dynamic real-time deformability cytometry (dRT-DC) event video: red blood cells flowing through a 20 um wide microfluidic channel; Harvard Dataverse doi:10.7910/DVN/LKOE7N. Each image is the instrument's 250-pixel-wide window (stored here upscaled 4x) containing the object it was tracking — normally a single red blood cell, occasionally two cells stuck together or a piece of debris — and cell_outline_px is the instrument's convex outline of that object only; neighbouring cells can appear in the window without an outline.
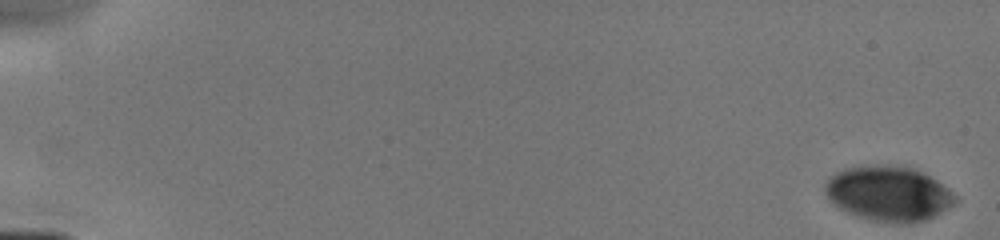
{"species": "human", "species_latin": "Homo sapiens", "temperature_condition": "cold", "stored_images_in_passage": 13, "camera_frame_rate_fps": 3000, "um_per_image_px": 0.085, "donor": {"sex": "male"}, "frame": {"image": 1, "passage_image": 1, "time_ms": 0.0, "image_size_px": [1000, 240], "cell_outline_px": [[960, 200], [956, 204], [924, 220], [912, 224], [896, 224], [872, 220], [856, 216], [832, 204], [824, 192], [824, 184], [836, 172], [844, 168], [872, 164], [896, 164], [916, 168], [924, 172], [948, 188]], "centroid_in_image_um": [75.53, 16.44], "position_along_channel_um": 9.5, "area_um2": 42.43}}
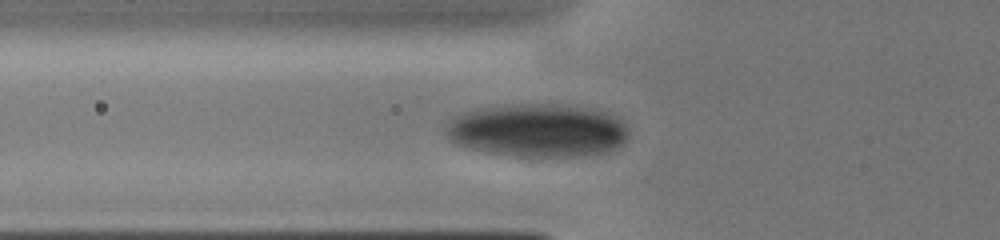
{"frame": {"image": 2, "passage_image": 10, "time_ms": 6.0, "image_size_px": [1000, 240], "cell_outline_px": [[628, 140], [616, 152], [592, 156], [512, 156], [484, 152], [464, 148], [452, 144], [448, 140], [444, 132], [448, 120], [464, 112], [484, 108], [508, 104], [564, 104], [596, 108], [612, 112], [620, 116], [624, 120], [628, 128]], "centroid_in_image_um": [45.79, 11.09], "position_along_channel_um": 80.0, "area_um2": 58.84}}
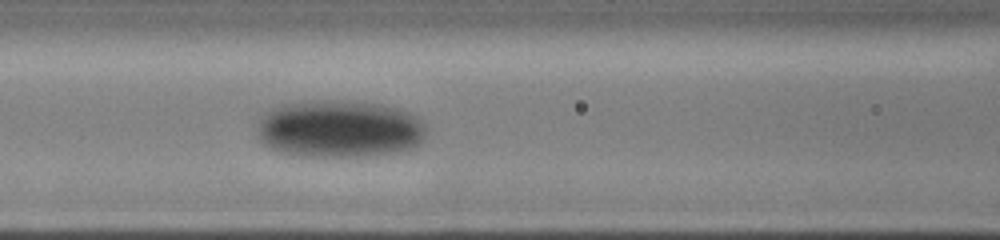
{"frame": {"image": 3, "passage_image": 13, "time_ms": 7.333, "image_size_px": [1000, 240], "cell_outline_px": [[428, 128], [420, 144], [412, 148], [396, 152], [368, 156], [300, 156], [280, 152], [264, 144], [260, 140], [256, 132], [260, 116], [272, 108], [284, 104], [300, 100], [340, 100], [380, 104], [412, 112]], "centroid_in_image_um": [28.84, 10.94], "position_along_channel_um": 137.8, "area_um2": 57.34}}